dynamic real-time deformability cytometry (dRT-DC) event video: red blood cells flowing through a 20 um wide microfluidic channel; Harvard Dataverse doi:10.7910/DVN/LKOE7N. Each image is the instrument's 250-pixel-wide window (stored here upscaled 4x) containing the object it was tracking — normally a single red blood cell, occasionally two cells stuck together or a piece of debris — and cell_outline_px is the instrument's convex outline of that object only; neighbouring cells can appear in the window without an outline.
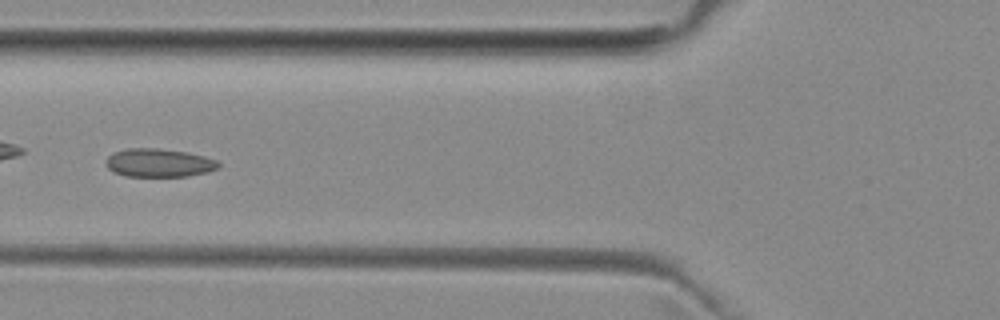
{"species": "common noctule bat (a hibernating species)", "species_latin": "Nyctalus noctula", "temperature_condition": "room temperature", "stored_images_in_passage": 6, "camera_frame_rate_fps": 3000, "um_per_image_px": 0.085, "animal": {"sex": "female", "body_mass_g": 29.2, "forearm_length_mm": 56.3}, "frame": {"image": 1, "passage_image": 4, "time_ms": 3.667, "image_size_px": [1000, 320], "cell_outline_px": [[220, 168], [208, 172], [188, 176], [124, 176], [112, 172], [108, 168], [104, 160], [112, 152], [128, 148], [156, 148], [188, 152], [204, 156], [216, 160], [220, 164]], "centroid_in_image_um": [13.49, 13.84], "position_along_channel_um": 112.3, "area_um2": 18.84}}
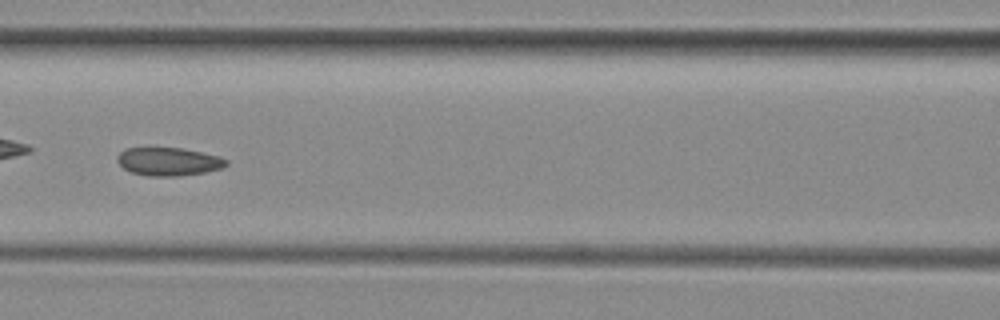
{"frame": {"image": 2, "passage_image": 5, "time_ms": 4.667, "image_size_px": [1000, 320], "cell_outline_px": [[228, 164], [220, 168], [204, 172], [180, 176], [148, 176], [132, 172], [124, 168], [116, 160], [116, 156], [124, 148], [180, 148], [220, 156], [228, 160]], "centroid_in_image_um": [14.31, 13.73], "position_along_channel_um": 152.3, "area_um2": 17.8}}
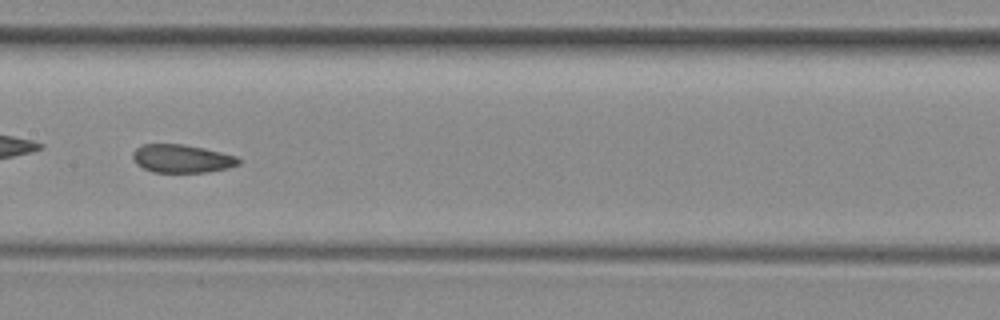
{"frame": {"image": 3, "passage_image": 6, "time_ms": 5.667, "image_size_px": [1000, 320], "cell_outline_px": [[240, 164], [228, 168], [204, 172], [152, 172], [136, 164], [132, 156], [132, 152], [136, 148], [144, 144], [180, 144], [204, 148], [236, 156], [240, 160]], "centroid_in_image_um": [15.44, 13.48], "position_along_channel_um": 192.0, "area_um2": 17.28}}